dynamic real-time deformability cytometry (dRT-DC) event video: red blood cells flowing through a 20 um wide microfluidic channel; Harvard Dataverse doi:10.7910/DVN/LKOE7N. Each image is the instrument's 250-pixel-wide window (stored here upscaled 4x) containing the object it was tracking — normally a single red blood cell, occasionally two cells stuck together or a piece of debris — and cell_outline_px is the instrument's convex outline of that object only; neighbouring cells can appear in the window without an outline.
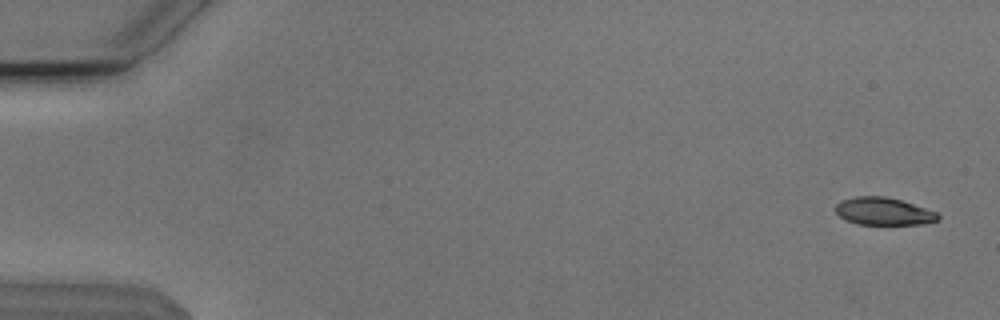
{"species": "Egyptian fruit bat (a non-hibernating species)", "species_latin": "Rousettus aegyptiacus", "temperature_condition": "cold", "stored_images_in_passage": 6, "camera_frame_rate_fps": 3000, "um_per_image_px": 0.085, "animal": {"sex": "male"}, "frame": {"image": 1, "passage_image": 1, "time_ms": 0.0, "image_size_px": [1000, 320], "cell_outline_px": [[940, 216], [936, 220], [924, 224], [856, 224], [844, 220], [836, 212], [836, 204], [844, 200], [856, 196], [884, 196], [900, 200], [936, 212]], "centroid_in_image_um": [75.07, 17.97], "position_along_channel_um": 9.9, "area_um2": 16.18}}
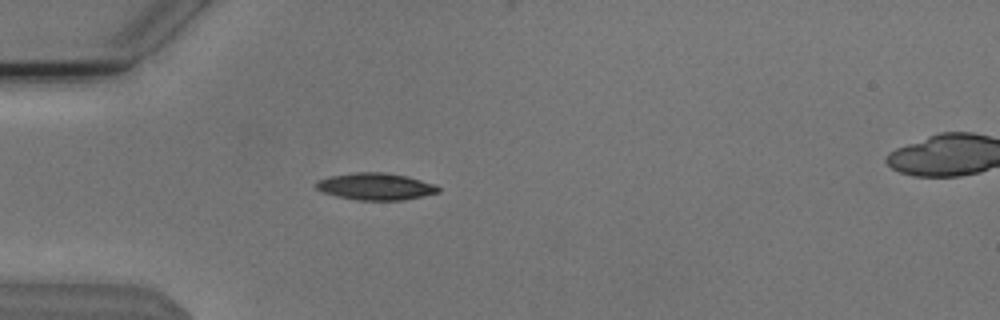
{"frame": {"image": 2, "passage_image": 5, "time_ms": 1.333, "image_size_px": [1000, 320], "cell_outline_px": [[440, 192], [404, 200], [360, 200], [336, 196], [324, 192], [316, 188], [316, 180], [328, 176], [356, 172], [384, 172], [408, 176], [432, 184], [440, 188]], "centroid_in_image_um": [31.9, 15.84], "position_along_channel_um": 53.1, "area_um2": 19.13}}